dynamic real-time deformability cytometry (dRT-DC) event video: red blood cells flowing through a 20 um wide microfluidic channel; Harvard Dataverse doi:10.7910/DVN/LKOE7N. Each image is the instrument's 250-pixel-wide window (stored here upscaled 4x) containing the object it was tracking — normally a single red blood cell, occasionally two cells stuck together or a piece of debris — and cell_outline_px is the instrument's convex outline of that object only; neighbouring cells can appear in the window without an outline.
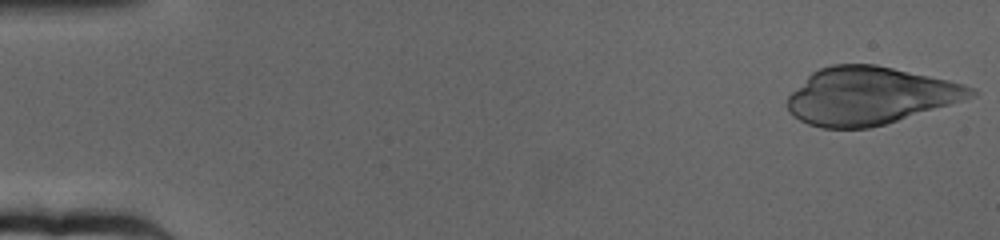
{"species": "human", "species_latin": "Homo sapiens", "temperature_condition": "cold", "stored_images_in_passage": 62, "camera_frame_rate_fps": 3000, "um_per_image_px": 0.085, "donor": {"sex": "female"}, "frame": {"image": 1, "passage_image": 1, "time_ms": 0.0, "image_size_px": [1000, 240], "cell_outline_px": [[976, 96], [884, 124], [868, 128], [820, 128], [808, 124], [792, 116], [788, 112], [788, 96], [812, 72], [820, 68], [832, 64], [876, 64], [948, 80], [964, 84], [976, 88]], "centroid_in_image_um": [73.91, 8.14], "position_along_channel_um": 11.1, "area_um2": 61.09}}